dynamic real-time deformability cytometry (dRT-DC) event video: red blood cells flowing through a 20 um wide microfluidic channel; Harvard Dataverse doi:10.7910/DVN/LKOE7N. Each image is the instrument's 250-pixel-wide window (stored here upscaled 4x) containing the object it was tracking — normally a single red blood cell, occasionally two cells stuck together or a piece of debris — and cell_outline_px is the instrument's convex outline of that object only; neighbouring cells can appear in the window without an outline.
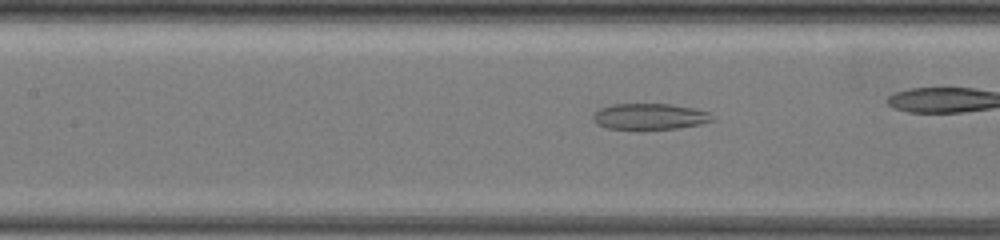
{"species": "common noctule bat (a hibernating species)", "species_latin": "Nyctalus noctula", "temperature_condition": "warm", "stored_images_in_passage": 54, "segment_of_instrument_passage": [2, 3], "camera_frame_rate_fps": 3000, "um_per_image_px": 0.085, "animal": {"sex": "female", "body_mass_g": 19.5, "forearm_length_mm": 54.1}, "frame": {"image": 1, "passage_image": 33, "time_ms": 10.667, "image_size_px": [1000, 240], "cell_outline_px": [[716, 120], [700, 124], [680, 128], [640, 132], [608, 128], [596, 124], [592, 120], [592, 116], [600, 108], [612, 104], [668, 104], [692, 108], [708, 112]], "centroid_in_image_um": [55.19, 9.95], "position_along_channel_um": 152.2, "area_um2": 18.84}}
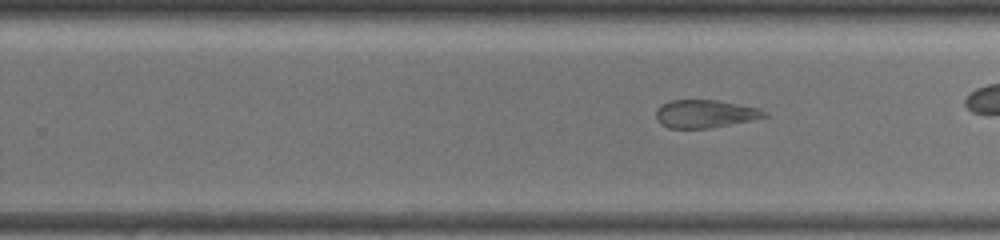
{"frame": {"image": 2, "passage_image": 43, "time_ms": 14.0, "image_size_px": [1000, 240], "cell_outline_px": [[768, 116], [752, 120], [712, 128], [668, 128], [660, 124], [656, 120], [656, 108], [660, 104], [672, 100], [716, 100], [756, 108], [764, 112]], "centroid_in_image_um": [59.85, 9.68], "position_along_channel_um": 270.0, "area_um2": 17.57}}
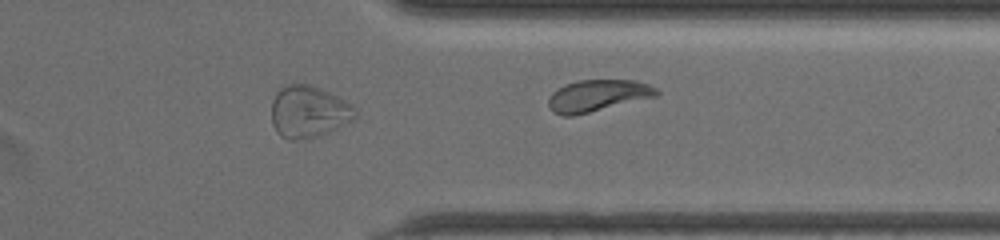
{"frame": {"image": 3, "passage_image": 53, "time_ms": 17.333, "image_size_px": [1000, 240], "cell_outline_px": [[356, 116], [352, 120], [336, 128], [316, 136], [300, 140], [288, 140], [280, 136], [276, 132], [272, 124], [272, 100], [276, 92], [284, 84], [308, 84], [320, 88], [352, 104], [356, 108]], "centroid_in_image_um": [26.19, 9.49], "position_along_channel_um": 385.2, "area_um2": 25.32}}